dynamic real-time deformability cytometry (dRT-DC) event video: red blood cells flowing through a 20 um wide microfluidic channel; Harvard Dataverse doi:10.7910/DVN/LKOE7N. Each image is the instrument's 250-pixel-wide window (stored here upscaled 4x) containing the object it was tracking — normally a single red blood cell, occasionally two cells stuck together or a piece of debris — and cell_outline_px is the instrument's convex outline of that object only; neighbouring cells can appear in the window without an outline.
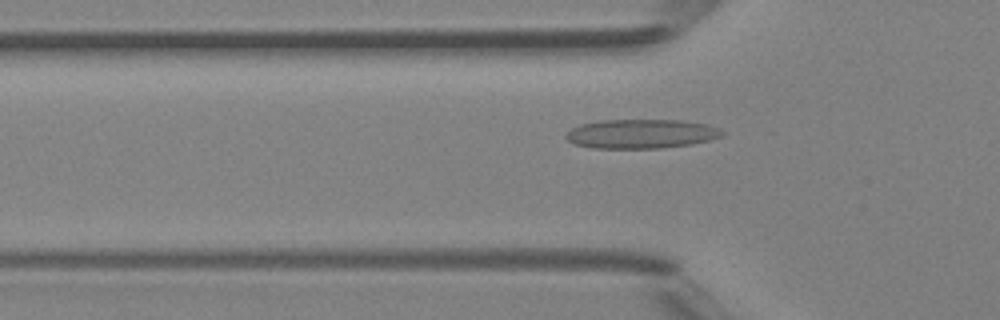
{"species": "Egyptian fruit bat (a non-hibernating species)", "species_latin": "Rousettus aegyptiacus", "temperature_condition": "room temperature", "stored_images_in_passage": 47, "camera_frame_rate_fps": 3000, "um_per_image_px": 0.085, "animal": {"sex": "female"}, "frame": {"image": 1, "passage_image": 15, "time_ms": 4.667, "image_size_px": [1000, 320], "cell_outline_px": [[724, 132], [720, 136], [708, 140], [692, 144], [660, 148], [592, 148], [572, 144], [564, 136], [572, 128], [580, 124], [600, 120], [680, 120], [704, 124], [716, 128]], "centroid_in_image_um": [54.42, 11.38], "position_along_channel_um": 71.4, "area_um2": 26.41}}
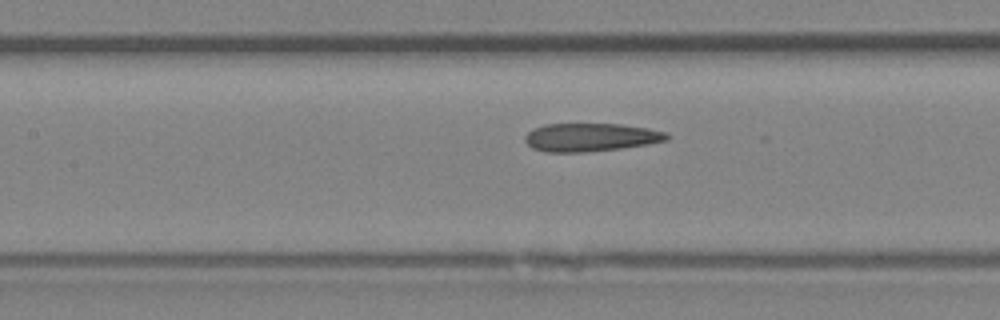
{"frame": {"image": 2, "passage_image": 21, "time_ms": 6.667, "image_size_px": [1000, 320], "cell_outline_px": [[672, 136], [668, 140], [648, 144], [620, 148], [588, 152], [548, 152], [532, 148], [524, 140], [524, 136], [532, 128], [544, 124], [620, 124], [648, 128], [664, 132]], "centroid_in_image_um": [50.19, 11.67], "position_along_channel_um": 157.2, "area_um2": 23.41}}
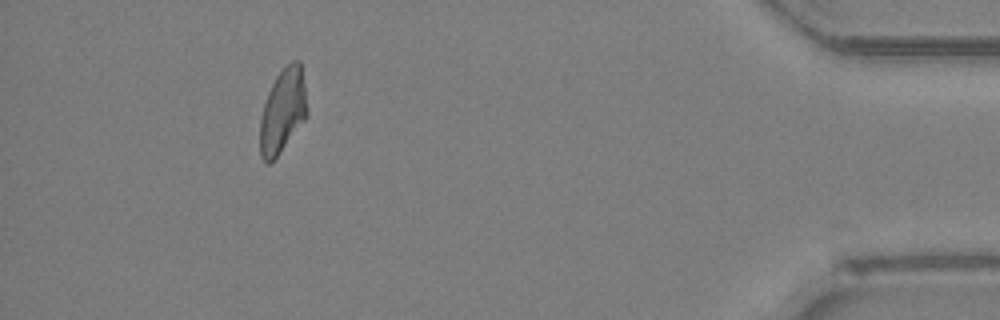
{"frame": {"image": 3, "passage_image": 43, "time_ms": 14.0, "image_size_px": [1000, 320], "cell_outline_px": [[308, 116], [280, 152], [268, 164], [260, 156], [260, 120], [264, 104], [268, 92], [276, 76], [292, 60], [300, 60], [308, 112]], "centroid_in_image_um": [24.04, 9.43], "position_along_channel_um": 411.2, "area_um2": 22.83}, "authors_computed_cell_mechanics": {"area_um2": 23.9292, "velocity_mm_per_s": 4.2856, "shape_relaxation_time_tau1_ms": null, "shape_relaxation_time_tau2_ms": 4.2879, "deformation_change_tau1": null, "deformation_change_tau2": 0.1322}}